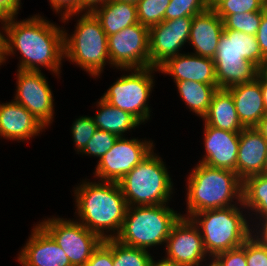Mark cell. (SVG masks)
<instances>
[{
	"instance_id": "1",
	"label": "cell",
	"mask_w": 267,
	"mask_h": 266,
	"mask_svg": "<svg viewBox=\"0 0 267 266\" xmlns=\"http://www.w3.org/2000/svg\"><path fill=\"white\" fill-rule=\"evenodd\" d=\"M15 16L7 18L2 29L4 50L1 63L6 56L14 55L16 49L21 53L19 70L41 71L39 66L60 74L64 58V29L34 15L22 21Z\"/></svg>"
},
{
	"instance_id": "2",
	"label": "cell",
	"mask_w": 267,
	"mask_h": 266,
	"mask_svg": "<svg viewBox=\"0 0 267 266\" xmlns=\"http://www.w3.org/2000/svg\"><path fill=\"white\" fill-rule=\"evenodd\" d=\"M74 194L79 222L102 240L115 239L128 207L120 185L108 181H84L74 189ZM107 230L114 233L109 235Z\"/></svg>"
},
{
	"instance_id": "3",
	"label": "cell",
	"mask_w": 267,
	"mask_h": 266,
	"mask_svg": "<svg viewBox=\"0 0 267 266\" xmlns=\"http://www.w3.org/2000/svg\"><path fill=\"white\" fill-rule=\"evenodd\" d=\"M264 59L256 36L224 29L213 58L218 88L255 80Z\"/></svg>"
},
{
	"instance_id": "4",
	"label": "cell",
	"mask_w": 267,
	"mask_h": 266,
	"mask_svg": "<svg viewBox=\"0 0 267 266\" xmlns=\"http://www.w3.org/2000/svg\"><path fill=\"white\" fill-rule=\"evenodd\" d=\"M187 180L188 218L204 210L234 206L236 201L242 204V180L234 171L199 163Z\"/></svg>"
},
{
	"instance_id": "5",
	"label": "cell",
	"mask_w": 267,
	"mask_h": 266,
	"mask_svg": "<svg viewBox=\"0 0 267 266\" xmlns=\"http://www.w3.org/2000/svg\"><path fill=\"white\" fill-rule=\"evenodd\" d=\"M182 215L166 204L128 206L119 234L115 239L130 247L144 250L166 243L174 224Z\"/></svg>"
},
{
	"instance_id": "6",
	"label": "cell",
	"mask_w": 267,
	"mask_h": 266,
	"mask_svg": "<svg viewBox=\"0 0 267 266\" xmlns=\"http://www.w3.org/2000/svg\"><path fill=\"white\" fill-rule=\"evenodd\" d=\"M237 205L204 210L190 218L197 225L203 238L204 248L213 259L217 254L240 247L253 233L249 222Z\"/></svg>"
},
{
	"instance_id": "7",
	"label": "cell",
	"mask_w": 267,
	"mask_h": 266,
	"mask_svg": "<svg viewBox=\"0 0 267 266\" xmlns=\"http://www.w3.org/2000/svg\"><path fill=\"white\" fill-rule=\"evenodd\" d=\"M166 165L152 151L119 182L128 206L168 204L173 183Z\"/></svg>"
},
{
	"instance_id": "8",
	"label": "cell",
	"mask_w": 267,
	"mask_h": 266,
	"mask_svg": "<svg viewBox=\"0 0 267 266\" xmlns=\"http://www.w3.org/2000/svg\"><path fill=\"white\" fill-rule=\"evenodd\" d=\"M77 22L73 34L69 35L64 29V58L98 77L106 62L110 64L108 36L92 12H85Z\"/></svg>"
},
{
	"instance_id": "9",
	"label": "cell",
	"mask_w": 267,
	"mask_h": 266,
	"mask_svg": "<svg viewBox=\"0 0 267 266\" xmlns=\"http://www.w3.org/2000/svg\"><path fill=\"white\" fill-rule=\"evenodd\" d=\"M129 75H123L113 83L101 97L110 105L131 113L141 123L150 118L148 101L152 92L156 67L132 69Z\"/></svg>"
},
{
	"instance_id": "10",
	"label": "cell",
	"mask_w": 267,
	"mask_h": 266,
	"mask_svg": "<svg viewBox=\"0 0 267 266\" xmlns=\"http://www.w3.org/2000/svg\"><path fill=\"white\" fill-rule=\"evenodd\" d=\"M39 225L64 250L72 266H84L103 241L82 223L63 218H48Z\"/></svg>"
},
{
	"instance_id": "11",
	"label": "cell",
	"mask_w": 267,
	"mask_h": 266,
	"mask_svg": "<svg viewBox=\"0 0 267 266\" xmlns=\"http://www.w3.org/2000/svg\"><path fill=\"white\" fill-rule=\"evenodd\" d=\"M110 64L125 71L150 67L149 28L133 24L108 36Z\"/></svg>"
},
{
	"instance_id": "12",
	"label": "cell",
	"mask_w": 267,
	"mask_h": 266,
	"mask_svg": "<svg viewBox=\"0 0 267 266\" xmlns=\"http://www.w3.org/2000/svg\"><path fill=\"white\" fill-rule=\"evenodd\" d=\"M153 142L118 137L112 148L98 161L95 176L100 181L118 183L153 150Z\"/></svg>"
},
{
	"instance_id": "13",
	"label": "cell",
	"mask_w": 267,
	"mask_h": 266,
	"mask_svg": "<svg viewBox=\"0 0 267 266\" xmlns=\"http://www.w3.org/2000/svg\"><path fill=\"white\" fill-rule=\"evenodd\" d=\"M14 101L23 105L45 127L54 115L53 95L41 71L17 70Z\"/></svg>"
},
{
	"instance_id": "14",
	"label": "cell",
	"mask_w": 267,
	"mask_h": 266,
	"mask_svg": "<svg viewBox=\"0 0 267 266\" xmlns=\"http://www.w3.org/2000/svg\"><path fill=\"white\" fill-rule=\"evenodd\" d=\"M166 252L165 258L179 266H200L206 261L203 238L191 218L182 215L174 224L166 240Z\"/></svg>"
},
{
	"instance_id": "15",
	"label": "cell",
	"mask_w": 267,
	"mask_h": 266,
	"mask_svg": "<svg viewBox=\"0 0 267 266\" xmlns=\"http://www.w3.org/2000/svg\"><path fill=\"white\" fill-rule=\"evenodd\" d=\"M192 18L164 20L149 28L150 67L158 68L168 58L181 54L180 49L189 40Z\"/></svg>"
},
{
	"instance_id": "16",
	"label": "cell",
	"mask_w": 267,
	"mask_h": 266,
	"mask_svg": "<svg viewBox=\"0 0 267 266\" xmlns=\"http://www.w3.org/2000/svg\"><path fill=\"white\" fill-rule=\"evenodd\" d=\"M18 254L22 266H72L64 250L37 224Z\"/></svg>"
},
{
	"instance_id": "17",
	"label": "cell",
	"mask_w": 267,
	"mask_h": 266,
	"mask_svg": "<svg viewBox=\"0 0 267 266\" xmlns=\"http://www.w3.org/2000/svg\"><path fill=\"white\" fill-rule=\"evenodd\" d=\"M205 155L199 163L236 172L240 133H233L204 123Z\"/></svg>"
},
{
	"instance_id": "18",
	"label": "cell",
	"mask_w": 267,
	"mask_h": 266,
	"mask_svg": "<svg viewBox=\"0 0 267 266\" xmlns=\"http://www.w3.org/2000/svg\"><path fill=\"white\" fill-rule=\"evenodd\" d=\"M159 72L169 74L174 81H195L217 84L213 59L195 54H178L168 58L158 67Z\"/></svg>"
},
{
	"instance_id": "19",
	"label": "cell",
	"mask_w": 267,
	"mask_h": 266,
	"mask_svg": "<svg viewBox=\"0 0 267 266\" xmlns=\"http://www.w3.org/2000/svg\"><path fill=\"white\" fill-rule=\"evenodd\" d=\"M46 127L16 101L0 104V136L8 140H30Z\"/></svg>"
},
{
	"instance_id": "20",
	"label": "cell",
	"mask_w": 267,
	"mask_h": 266,
	"mask_svg": "<svg viewBox=\"0 0 267 266\" xmlns=\"http://www.w3.org/2000/svg\"><path fill=\"white\" fill-rule=\"evenodd\" d=\"M223 31V20L213 9L193 16L188 40L195 49L192 54L213 59Z\"/></svg>"
},
{
	"instance_id": "21",
	"label": "cell",
	"mask_w": 267,
	"mask_h": 266,
	"mask_svg": "<svg viewBox=\"0 0 267 266\" xmlns=\"http://www.w3.org/2000/svg\"><path fill=\"white\" fill-rule=\"evenodd\" d=\"M267 154V141L254 128H244L240 132L239 149L236 161V174L243 181L245 178L264 174Z\"/></svg>"
},
{
	"instance_id": "22",
	"label": "cell",
	"mask_w": 267,
	"mask_h": 266,
	"mask_svg": "<svg viewBox=\"0 0 267 266\" xmlns=\"http://www.w3.org/2000/svg\"><path fill=\"white\" fill-rule=\"evenodd\" d=\"M233 98L238 118L245 128L255 127L266 114L260 82L255 79L226 89Z\"/></svg>"
},
{
	"instance_id": "23",
	"label": "cell",
	"mask_w": 267,
	"mask_h": 266,
	"mask_svg": "<svg viewBox=\"0 0 267 266\" xmlns=\"http://www.w3.org/2000/svg\"><path fill=\"white\" fill-rule=\"evenodd\" d=\"M204 123L218 129L240 133L245 127L240 122L232 95L226 89H218L212 97Z\"/></svg>"
},
{
	"instance_id": "24",
	"label": "cell",
	"mask_w": 267,
	"mask_h": 266,
	"mask_svg": "<svg viewBox=\"0 0 267 266\" xmlns=\"http://www.w3.org/2000/svg\"><path fill=\"white\" fill-rule=\"evenodd\" d=\"M107 36L137 24V5L129 2L108 0L94 12Z\"/></svg>"
},
{
	"instance_id": "25",
	"label": "cell",
	"mask_w": 267,
	"mask_h": 266,
	"mask_svg": "<svg viewBox=\"0 0 267 266\" xmlns=\"http://www.w3.org/2000/svg\"><path fill=\"white\" fill-rule=\"evenodd\" d=\"M97 107L100 111L92 117L97 129L123 137V133L141 124L131 113L110 105L103 98L98 101Z\"/></svg>"
},
{
	"instance_id": "26",
	"label": "cell",
	"mask_w": 267,
	"mask_h": 266,
	"mask_svg": "<svg viewBox=\"0 0 267 266\" xmlns=\"http://www.w3.org/2000/svg\"><path fill=\"white\" fill-rule=\"evenodd\" d=\"M243 208L259 214L260 226L267 219V174H257L245 178L242 181V204ZM263 218V219H260ZM262 221V222H261Z\"/></svg>"
},
{
	"instance_id": "27",
	"label": "cell",
	"mask_w": 267,
	"mask_h": 266,
	"mask_svg": "<svg viewBox=\"0 0 267 266\" xmlns=\"http://www.w3.org/2000/svg\"><path fill=\"white\" fill-rule=\"evenodd\" d=\"M181 99L197 116L203 118L211 104L213 94L219 89L217 84L195 81H174Z\"/></svg>"
},
{
	"instance_id": "28",
	"label": "cell",
	"mask_w": 267,
	"mask_h": 266,
	"mask_svg": "<svg viewBox=\"0 0 267 266\" xmlns=\"http://www.w3.org/2000/svg\"><path fill=\"white\" fill-rule=\"evenodd\" d=\"M103 242L113 251L114 266H148L152 258L149 251L126 246L114 238Z\"/></svg>"
},
{
	"instance_id": "29",
	"label": "cell",
	"mask_w": 267,
	"mask_h": 266,
	"mask_svg": "<svg viewBox=\"0 0 267 266\" xmlns=\"http://www.w3.org/2000/svg\"><path fill=\"white\" fill-rule=\"evenodd\" d=\"M170 0H138V22L147 28L158 25L165 20V12Z\"/></svg>"
},
{
	"instance_id": "30",
	"label": "cell",
	"mask_w": 267,
	"mask_h": 266,
	"mask_svg": "<svg viewBox=\"0 0 267 266\" xmlns=\"http://www.w3.org/2000/svg\"><path fill=\"white\" fill-rule=\"evenodd\" d=\"M265 10L266 8L257 12L227 15L223 19L224 29L238 30L245 34L256 36L262 14Z\"/></svg>"
},
{
	"instance_id": "31",
	"label": "cell",
	"mask_w": 267,
	"mask_h": 266,
	"mask_svg": "<svg viewBox=\"0 0 267 266\" xmlns=\"http://www.w3.org/2000/svg\"><path fill=\"white\" fill-rule=\"evenodd\" d=\"M205 0H170L165 12V20L193 17L207 10Z\"/></svg>"
},
{
	"instance_id": "32",
	"label": "cell",
	"mask_w": 267,
	"mask_h": 266,
	"mask_svg": "<svg viewBox=\"0 0 267 266\" xmlns=\"http://www.w3.org/2000/svg\"><path fill=\"white\" fill-rule=\"evenodd\" d=\"M263 0H223L213 10L223 20L227 15L262 11Z\"/></svg>"
},
{
	"instance_id": "33",
	"label": "cell",
	"mask_w": 267,
	"mask_h": 266,
	"mask_svg": "<svg viewBox=\"0 0 267 266\" xmlns=\"http://www.w3.org/2000/svg\"><path fill=\"white\" fill-rule=\"evenodd\" d=\"M117 139V135L97 129L81 153L96 156L100 160L112 148Z\"/></svg>"
},
{
	"instance_id": "34",
	"label": "cell",
	"mask_w": 267,
	"mask_h": 266,
	"mask_svg": "<svg viewBox=\"0 0 267 266\" xmlns=\"http://www.w3.org/2000/svg\"><path fill=\"white\" fill-rule=\"evenodd\" d=\"M96 130L91 116H81L73 122L71 133L78 153L84 150Z\"/></svg>"
},
{
	"instance_id": "35",
	"label": "cell",
	"mask_w": 267,
	"mask_h": 266,
	"mask_svg": "<svg viewBox=\"0 0 267 266\" xmlns=\"http://www.w3.org/2000/svg\"><path fill=\"white\" fill-rule=\"evenodd\" d=\"M247 266H267V242L257 233L246 240Z\"/></svg>"
},
{
	"instance_id": "36",
	"label": "cell",
	"mask_w": 267,
	"mask_h": 266,
	"mask_svg": "<svg viewBox=\"0 0 267 266\" xmlns=\"http://www.w3.org/2000/svg\"><path fill=\"white\" fill-rule=\"evenodd\" d=\"M212 260L217 266H247L246 241L240 247L217 254Z\"/></svg>"
},
{
	"instance_id": "37",
	"label": "cell",
	"mask_w": 267,
	"mask_h": 266,
	"mask_svg": "<svg viewBox=\"0 0 267 266\" xmlns=\"http://www.w3.org/2000/svg\"><path fill=\"white\" fill-rule=\"evenodd\" d=\"M84 266H114L113 251L102 241Z\"/></svg>"
},
{
	"instance_id": "38",
	"label": "cell",
	"mask_w": 267,
	"mask_h": 266,
	"mask_svg": "<svg viewBox=\"0 0 267 266\" xmlns=\"http://www.w3.org/2000/svg\"><path fill=\"white\" fill-rule=\"evenodd\" d=\"M49 2L51 4V7L55 10L56 13L61 12L60 14L63 22H66L69 19H71V16L80 14L79 0H49Z\"/></svg>"
},
{
	"instance_id": "39",
	"label": "cell",
	"mask_w": 267,
	"mask_h": 266,
	"mask_svg": "<svg viewBox=\"0 0 267 266\" xmlns=\"http://www.w3.org/2000/svg\"><path fill=\"white\" fill-rule=\"evenodd\" d=\"M256 39L264 57L267 56V9L263 12Z\"/></svg>"
},
{
	"instance_id": "40",
	"label": "cell",
	"mask_w": 267,
	"mask_h": 266,
	"mask_svg": "<svg viewBox=\"0 0 267 266\" xmlns=\"http://www.w3.org/2000/svg\"><path fill=\"white\" fill-rule=\"evenodd\" d=\"M20 6V0H0V15L5 19L16 16Z\"/></svg>"
},
{
	"instance_id": "41",
	"label": "cell",
	"mask_w": 267,
	"mask_h": 266,
	"mask_svg": "<svg viewBox=\"0 0 267 266\" xmlns=\"http://www.w3.org/2000/svg\"><path fill=\"white\" fill-rule=\"evenodd\" d=\"M107 1L108 0H79V13H93L97 8L104 5Z\"/></svg>"
},
{
	"instance_id": "42",
	"label": "cell",
	"mask_w": 267,
	"mask_h": 266,
	"mask_svg": "<svg viewBox=\"0 0 267 266\" xmlns=\"http://www.w3.org/2000/svg\"><path fill=\"white\" fill-rule=\"evenodd\" d=\"M256 79L260 82V87H261V90H262L263 100H264V105H265V111H266V114H267V76H265L259 70Z\"/></svg>"
},
{
	"instance_id": "43",
	"label": "cell",
	"mask_w": 267,
	"mask_h": 266,
	"mask_svg": "<svg viewBox=\"0 0 267 266\" xmlns=\"http://www.w3.org/2000/svg\"><path fill=\"white\" fill-rule=\"evenodd\" d=\"M267 141V114H265L254 127Z\"/></svg>"
},
{
	"instance_id": "44",
	"label": "cell",
	"mask_w": 267,
	"mask_h": 266,
	"mask_svg": "<svg viewBox=\"0 0 267 266\" xmlns=\"http://www.w3.org/2000/svg\"><path fill=\"white\" fill-rule=\"evenodd\" d=\"M163 259V260H162ZM161 260H158V262L153 258H151L148 266H179L177 264H175L173 261L168 260L167 258H162Z\"/></svg>"
},
{
	"instance_id": "45",
	"label": "cell",
	"mask_w": 267,
	"mask_h": 266,
	"mask_svg": "<svg viewBox=\"0 0 267 266\" xmlns=\"http://www.w3.org/2000/svg\"><path fill=\"white\" fill-rule=\"evenodd\" d=\"M260 225V229L258 230L257 228L256 233H258L267 242V219Z\"/></svg>"
},
{
	"instance_id": "46",
	"label": "cell",
	"mask_w": 267,
	"mask_h": 266,
	"mask_svg": "<svg viewBox=\"0 0 267 266\" xmlns=\"http://www.w3.org/2000/svg\"><path fill=\"white\" fill-rule=\"evenodd\" d=\"M5 18L0 15V22L2 24V28H4V23H5ZM4 36L1 31H0V59L2 58L3 55V50H4Z\"/></svg>"
},
{
	"instance_id": "47",
	"label": "cell",
	"mask_w": 267,
	"mask_h": 266,
	"mask_svg": "<svg viewBox=\"0 0 267 266\" xmlns=\"http://www.w3.org/2000/svg\"><path fill=\"white\" fill-rule=\"evenodd\" d=\"M208 9H214L223 0H205Z\"/></svg>"
},
{
	"instance_id": "48",
	"label": "cell",
	"mask_w": 267,
	"mask_h": 266,
	"mask_svg": "<svg viewBox=\"0 0 267 266\" xmlns=\"http://www.w3.org/2000/svg\"><path fill=\"white\" fill-rule=\"evenodd\" d=\"M260 71L265 75L267 76V56L265 57L264 59V62L260 68Z\"/></svg>"
},
{
	"instance_id": "49",
	"label": "cell",
	"mask_w": 267,
	"mask_h": 266,
	"mask_svg": "<svg viewBox=\"0 0 267 266\" xmlns=\"http://www.w3.org/2000/svg\"><path fill=\"white\" fill-rule=\"evenodd\" d=\"M116 1H122V2H129L133 4H137L138 0H116Z\"/></svg>"
},
{
	"instance_id": "50",
	"label": "cell",
	"mask_w": 267,
	"mask_h": 266,
	"mask_svg": "<svg viewBox=\"0 0 267 266\" xmlns=\"http://www.w3.org/2000/svg\"><path fill=\"white\" fill-rule=\"evenodd\" d=\"M264 174H267V154H266L265 164H264Z\"/></svg>"
},
{
	"instance_id": "51",
	"label": "cell",
	"mask_w": 267,
	"mask_h": 266,
	"mask_svg": "<svg viewBox=\"0 0 267 266\" xmlns=\"http://www.w3.org/2000/svg\"><path fill=\"white\" fill-rule=\"evenodd\" d=\"M208 266H217V264L211 259L210 263L207 264Z\"/></svg>"
},
{
	"instance_id": "52",
	"label": "cell",
	"mask_w": 267,
	"mask_h": 266,
	"mask_svg": "<svg viewBox=\"0 0 267 266\" xmlns=\"http://www.w3.org/2000/svg\"><path fill=\"white\" fill-rule=\"evenodd\" d=\"M264 6L267 9V0H263Z\"/></svg>"
}]
</instances>
